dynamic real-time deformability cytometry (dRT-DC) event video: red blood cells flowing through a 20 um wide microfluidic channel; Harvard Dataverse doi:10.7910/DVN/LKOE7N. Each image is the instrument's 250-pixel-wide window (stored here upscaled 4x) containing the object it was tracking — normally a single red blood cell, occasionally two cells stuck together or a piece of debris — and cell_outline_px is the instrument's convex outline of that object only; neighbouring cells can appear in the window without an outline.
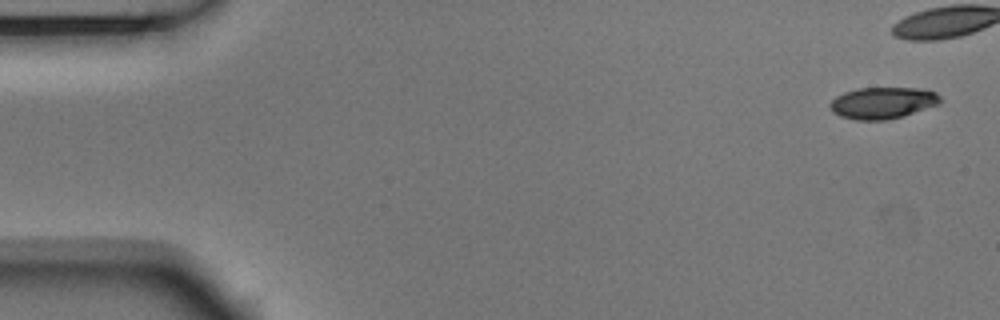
{"species": "Egyptian fruit bat (a non-hibernating species)", "species_latin": "Rousettus aegyptiacus", "temperature_condition": "room temperature", "stored_images_in_passage": 7, "camera_frame_rate_fps": 3000, "um_per_image_px": 0.085, "animal": {"sex": "male"}, "frame": {"image": 1, "passage_image": 1, "time_ms": 0.0, "image_size_px": [1000, 320], "cell_outline_px": [[940, 104], [904, 116], [884, 120], [856, 120], [840, 116], [832, 112], [828, 104], [836, 96], [844, 92], [856, 88], [916, 88], [936, 92], [940, 96]], "centroid_in_image_um": [75.01, 8.75], "position_along_channel_um": 10.0, "area_um2": 20.4}}
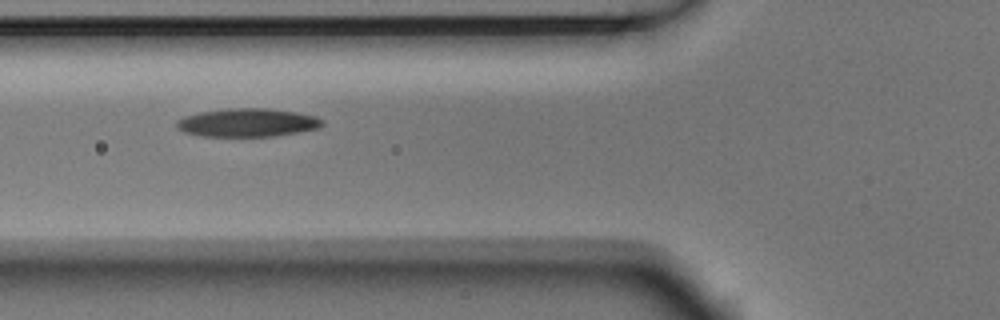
{"frame": {"image": 2, "passage_image": 6, "time_ms": 1.667, "image_size_px": [1000, 320], "cell_outline_px": [[324, 124], [320, 128], [300, 132], [276, 136], [200, 136], [184, 132], [176, 128], [176, 120], [184, 116], [200, 112], [232, 108], [268, 108], [296, 112], [316, 116], [324, 120]], "centroid_in_image_um": [21.06, 10.42], "position_along_channel_um": 104.7, "area_um2": 24.28}}
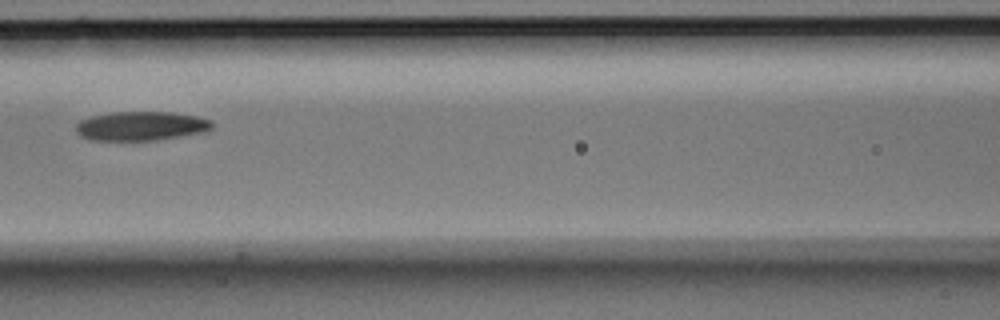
{"frame": {"image": 3, "passage_image": 7, "time_ms": 2.0, "image_size_px": [1000, 320], "cell_outline_px": [[212, 128], [200, 132], [180, 136], [156, 140], [92, 140], [80, 136], [76, 132], [76, 124], [80, 120], [92, 116], [112, 112], [172, 112], [196, 116], [212, 120]], "centroid_in_image_um": [11.95, 10.7], "position_along_channel_um": 154.6, "area_um2": 22.95}}